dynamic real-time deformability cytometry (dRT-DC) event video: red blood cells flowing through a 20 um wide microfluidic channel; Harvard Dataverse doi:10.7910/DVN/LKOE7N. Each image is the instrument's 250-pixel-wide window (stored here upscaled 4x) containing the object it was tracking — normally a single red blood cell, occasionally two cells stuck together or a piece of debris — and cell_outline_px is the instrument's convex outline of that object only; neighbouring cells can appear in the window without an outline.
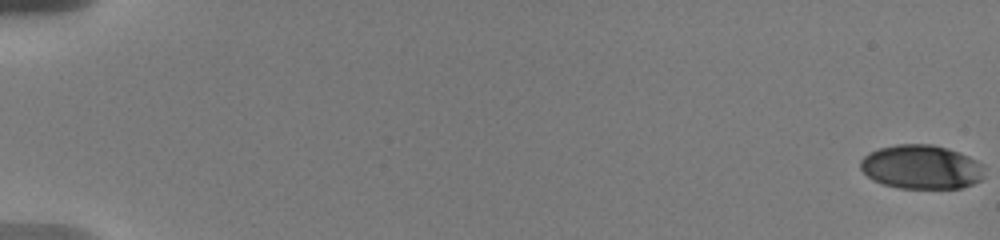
{"species": "human", "species_latin": "Homo sapiens", "temperature_condition": "warm", "stored_images_in_passage": 14, "camera_frame_rate_fps": 3000, "um_per_image_px": 0.085, "donor": {"sex": "male"}, "frame": {"image": 1, "passage_image": 1, "time_ms": 0.0, "image_size_px": [1000, 240], "cell_outline_px": [[984, 176], [980, 180], [972, 184], [960, 188], [900, 188], [884, 184], [872, 180], [860, 168], [860, 160], [868, 152], [880, 148], [896, 144], [932, 144], [948, 148], [960, 152], [984, 164]], "centroid_in_image_um": [78.32, 14.18], "position_along_channel_um": 6.7, "area_um2": 32.02}}
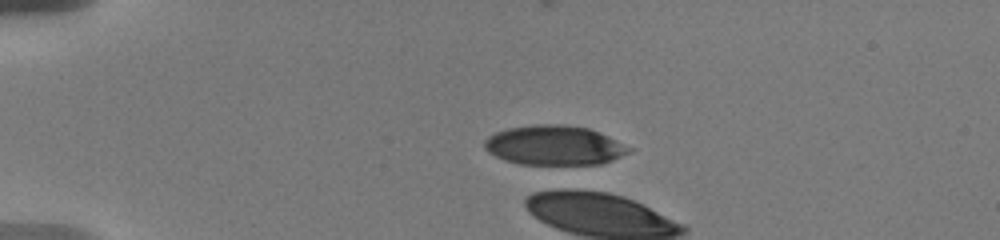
{"frame": {"image": 2, "passage_image": 14, "time_ms": 4.667, "image_size_px": [1000, 240], "cell_outline_px": [[632, 148], [628, 152], [612, 160], [600, 164], [520, 164], [504, 160], [488, 152], [484, 148], [484, 140], [488, 136], [496, 132], [508, 128], [532, 124], [560, 124], [588, 128], [600, 132]], "centroid_in_image_um": [47.08, 12.34], "position_along_channel_um": 37.9, "area_um2": 33.23}}